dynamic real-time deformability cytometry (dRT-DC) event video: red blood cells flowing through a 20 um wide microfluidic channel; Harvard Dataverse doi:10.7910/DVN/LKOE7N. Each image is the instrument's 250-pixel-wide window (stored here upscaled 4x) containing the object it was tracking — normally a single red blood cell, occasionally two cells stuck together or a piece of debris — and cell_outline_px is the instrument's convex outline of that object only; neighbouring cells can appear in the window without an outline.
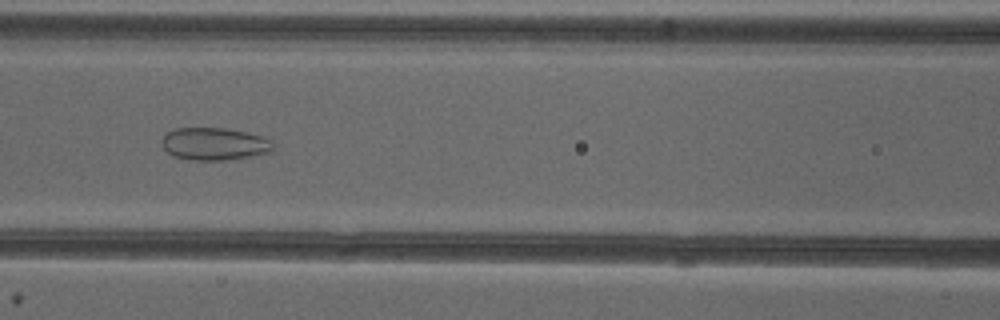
{"species": "common noctule bat (a hibernating species)", "species_latin": "Nyctalus noctula", "temperature_condition": "cold", "stored_images_in_passage": 51, "camera_frame_rate_fps": 3000, "um_per_image_px": 0.085, "animal": {"sex": "female"}, "frame": {"image": 1, "passage_image": 22, "time_ms": 7.0, "image_size_px": [1000, 320], "cell_outline_px": [[272, 148], [268, 152], [236, 160], [192, 160], [172, 156], [164, 148], [160, 140], [168, 132], [176, 128], [224, 128], [248, 132], [272, 140]], "centroid_in_image_um": [18.21, 12.24], "position_along_channel_um": 148.4, "area_um2": 21.15}, "authors_computed_cell_mechanics": {"area_um2": 26.7614, "velocity_mm_per_s": 3.9787, "shape_relaxation_time_tau1_ms": null, "shape_relaxation_time_tau2_ms": 1.7452, "deformation_change_tau1": null, "deformation_change_tau2": 0.0779}}